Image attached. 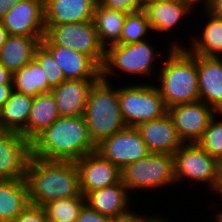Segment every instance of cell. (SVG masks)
<instances>
[{"mask_svg": "<svg viewBox=\"0 0 222 222\" xmlns=\"http://www.w3.org/2000/svg\"><path fill=\"white\" fill-rule=\"evenodd\" d=\"M121 182L129 192L173 186L176 183L173 154L149 153L145 158L129 163L121 170Z\"/></svg>", "mask_w": 222, "mask_h": 222, "instance_id": "8992f818", "label": "cell"}, {"mask_svg": "<svg viewBox=\"0 0 222 222\" xmlns=\"http://www.w3.org/2000/svg\"><path fill=\"white\" fill-rule=\"evenodd\" d=\"M84 118L95 145L126 128L119 106L118 87L100 77L88 94Z\"/></svg>", "mask_w": 222, "mask_h": 222, "instance_id": "277c9868", "label": "cell"}, {"mask_svg": "<svg viewBox=\"0 0 222 222\" xmlns=\"http://www.w3.org/2000/svg\"><path fill=\"white\" fill-rule=\"evenodd\" d=\"M170 43L168 56L163 58L160 71L157 70L159 86L155 84L167 109L177 104L200 101L197 55L182 45V40L173 39Z\"/></svg>", "mask_w": 222, "mask_h": 222, "instance_id": "7a4b0ae2", "label": "cell"}, {"mask_svg": "<svg viewBox=\"0 0 222 222\" xmlns=\"http://www.w3.org/2000/svg\"><path fill=\"white\" fill-rule=\"evenodd\" d=\"M148 40L130 44H114L106 48L105 59L101 66V78L110 82V77L126 72L128 75H137L148 78L154 75L158 56L163 55L155 49ZM156 55V56H155ZM118 70V71H117ZM154 71V72H153ZM152 74V75H151ZM148 76V77H147Z\"/></svg>", "mask_w": 222, "mask_h": 222, "instance_id": "5b68a950", "label": "cell"}, {"mask_svg": "<svg viewBox=\"0 0 222 222\" xmlns=\"http://www.w3.org/2000/svg\"><path fill=\"white\" fill-rule=\"evenodd\" d=\"M76 222H120V220L102 215L85 203L79 212Z\"/></svg>", "mask_w": 222, "mask_h": 222, "instance_id": "e575fe53", "label": "cell"}, {"mask_svg": "<svg viewBox=\"0 0 222 222\" xmlns=\"http://www.w3.org/2000/svg\"><path fill=\"white\" fill-rule=\"evenodd\" d=\"M23 0H0V20L8 13L10 8Z\"/></svg>", "mask_w": 222, "mask_h": 222, "instance_id": "74e56055", "label": "cell"}, {"mask_svg": "<svg viewBox=\"0 0 222 222\" xmlns=\"http://www.w3.org/2000/svg\"><path fill=\"white\" fill-rule=\"evenodd\" d=\"M46 212L43 207L29 204L14 222H45Z\"/></svg>", "mask_w": 222, "mask_h": 222, "instance_id": "836d02e7", "label": "cell"}, {"mask_svg": "<svg viewBox=\"0 0 222 222\" xmlns=\"http://www.w3.org/2000/svg\"><path fill=\"white\" fill-rule=\"evenodd\" d=\"M200 101L222 112V58L197 55Z\"/></svg>", "mask_w": 222, "mask_h": 222, "instance_id": "e0dca14e", "label": "cell"}, {"mask_svg": "<svg viewBox=\"0 0 222 222\" xmlns=\"http://www.w3.org/2000/svg\"><path fill=\"white\" fill-rule=\"evenodd\" d=\"M33 97L13 91L0 109V125L21 132L28 123Z\"/></svg>", "mask_w": 222, "mask_h": 222, "instance_id": "83f0119b", "label": "cell"}, {"mask_svg": "<svg viewBox=\"0 0 222 222\" xmlns=\"http://www.w3.org/2000/svg\"><path fill=\"white\" fill-rule=\"evenodd\" d=\"M42 38L9 35L0 49V63L12 73L20 70L34 58Z\"/></svg>", "mask_w": 222, "mask_h": 222, "instance_id": "d4e9b609", "label": "cell"}, {"mask_svg": "<svg viewBox=\"0 0 222 222\" xmlns=\"http://www.w3.org/2000/svg\"><path fill=\"white\" fill-rule=\"evenodd\" d=\"M204 10V12H203ZM203 13V17L206 16V23L202 24L203 28L197 35L190 40V46L188 50L202 57H222V19L217 18L207 9L200 10ZM205 15V16H204ZM199 34V35H198Z\"/></svg>", "mask_w": 222, "mask_h": 222, "instance_id": "7402d4cb", "label": "cell"}, {"mask_svg": "<svg viewBox=\"0 0 222 222\" xmlns=\"http://www.w3.org/2000/svg\"><path fill=\"white\" fill-rule=\"evenodd\" d=\"M207 10L222 19V0H210Z\"/></svg>", "mask_w": 222, "mask_h": 222, "instance_id": "8d00e7d4", "label": "cell"}, {"mask_svg": "<svg viewBox=\"0 0 222 222\" xmlns=\"http://www.w3.org/2000/svg\"><path fill=\"white\" fill-rule=\"evenodd\" d=\"M60 117L56 100L51 92L33 97L27 126L20 132L30 142Z\"/></svg>", "mask_w": 222, "mask_h": 222, "instance_id": "cb8c5ba5", "label": "cell"}, {"mask_svg": "<svg viewBox=\"0 0 222 222\" xmlns=\"http://www.w3.org/2000/svg\"><path fill=\"white\" fill-rule=\"evenodd\" d=\"M13 73L0 63V84H12Z\"/></svg>", "mask_w": 222, "mask_h": 222, "instance_id": "f35d334b", "label": "cell"}, {"mask_svg": "<svg viewBox=\"0 0 222 222\" xmlns=\"http://www.w3.org/2000/svg\"><path fill=\"white\" fill-rule=\"evenodd\" d=\"M86 203L85 196L62 198L43 206L46 216L59 222H76L80 210Z\"/></svg>", "mask_w": 222, "mask_h": 222, "instance_id": "f1b7e54d", "label": "cell"}, {"mask_svg": "<svg viewBox=\"0 0 222 222\" xmlns=\"http://www.w3.org/2000/svg\"><path fill=\"white\" fill-rule=\"evenodd\" d=\"M217 117L215 115L210 120L208 128L197 144L219 163H222V112H218Z\"/></svg>", "mask_w": 222, "mask_h": 222, "instance_id": "4dcf8cb0", "label": "cell"}, {"mask_svg": "<svg viewBox=\"0 0 222 222\" xmlns=\"http://www.w3.org/2000/svg\"><path fill=\"white\" fill-rule=\"evenodd\" d=\"M29 204L26 179L0 180V222H14Z\"/></svg>", "mask_w": 222, "mask_h": 222, "instance_id": "603a6c76", "label": "cell"}, {"mask_svg": "<svg viewBox=\"0 0 222 222\" xmlns=\"http://www.w3.org/2000/svg\"><path fill=\"white\" fill-rule=\"evenodd\" d=\"M176 184L184 180L202 183L216 191L219 184L220 163L197 143H184L174 154ZM197 182V183H196ZM210 187V188H209Z\"/></svg>", "mask_w": 222, "mask_h": 222, "instance_id": "9c48e42d", "label": "cell"}, {"mask_svg": "<svg viewBox=\"0 0 222 222\" xmlns=\"http://www.w3.org/2000/svg\"><path fill=\"white\" fill-rule=\"evenodd\" d=\"M154 222H169V220L167 219V217H163L162 215V218L159 216Z\"/></svg>", "mask_w": 222, "mask_h": 222, "instance_id": "bcb514c9", "label": "cell"}, {"mask_svg": "<svg viewBox=\"0 0 222 222\" xmlns=\"http://www.w3.org/2000/svg\"><path fill=\"white\" fill-rule=\"evenodd\" d=\"M34 59L43 68L48 80V85L51 88L57 87L66 80L63 71L56 63L53 55L42 43L36 47Z\"/></svg>", "mask_w": 222, "mask_h": 222, "instance_id": "1f68e13d", "label": "cell"}, {"mask_svg": "<svg viewBox=\"0 0 222 222\" xmlns=\"http://www.w3.org/2000/svg\"><path fill=\"white\" fill-rule=\"evenodd\" d=\"M118 100L127 127L158 119L167 113L163 98L155 84L137 83L118 87Z\"/></svg>", "mask_w": 222, "mask_h": 222, "instance_id": "52a82bcc", "label": "cell"}, {"mask_svg": "<svg viewBox=\"0 0 222 222\" xmlns=\"http://www.w3.org/2000/svg\"><path fill=\"white\" fill-rule=\"evenodd\" d=\"M98 0H44L45 25L93 20Z\"/></svg>", "mask_w": 222, "mask_h": 222, "instance_id": "ac0fdd59", "label": "cell"}, {"mask_svg": "<svg viewBox=\"0 0 222 222\" xmlns=\"http://www.w3.org/2000/svg\"><path fill=\"white\" fill-rule=\"evenodd\" d=\"M98 79H69L51 89L60 116L84 115L88 94Z\"/></svg>", "mask_w": 222, "mask_h": 222, "instance_id": "d6986e66", "label": "cell"}, {"mask_svg": "<svg viewBox=\"0 0 222 222\" xmlns=\"http://www.w3.org/2000/svg\"><path fill=\"white\" fill-rule=\"evenodd\" d=\"M75 163L79 173L80 191L84 196L121 180V171L96 151L86 154Z\"/></svg>", "mask_w": 222, "mask_h": 222, "instance_id": "5bb4252c", "label": "cell"}, {"mask_svg": "<svg viewBox=\"0 0 222 222\" xmlns=\"http://www.w3.org/2000/svg\"><path fill=\"white\" fill-rule=\"evenodd\" d=\"M98 3L104 7L127 14L142 10L138 0H98Z\"/></svg>", "mask_w": 222, "mask_h": 222, "instance_id": "d6a6232c", "label": "cell"}, {"mask_svg": "<svg viewBox=\"0 0 222 222\" xmlns=\"http://www.w3.org/2000/svg\"><path fill=\"white\" fill-rule=\"evenodd\" d=\"M13 91L12 84H0V109L5 105Z\"/></svg>", "mask_w": 222, "mask_h": 222, "instance_id": "d590c367", "label": "cell"}, {"mask_svg": "<svg viewBox=\"0 0 222 222\" xmlns=\"http://www.w3.org/2000/svg\"><path fill=\"white\" fill-rule=\"evenodd\" d=\"M138 1H139L140 8L143 10L144 8H146L148 5L152 3L161 2L164 0H138Z\"/></svg>", "mask_w": 222, "mask_h": 222, "instance_id": "7bdbcfd3", "label": "cell"}, {"mask_svg": "<svg viewBox=\"0 0 222 222\" xmlns=\"http://www.w3.org/2000/svg\"><path fill=\"white\" fill-rule=\"evenodd\" d=\"M8 36H9L8 31L0 22V49L1 46L6 42Z\"/></svg>", "mask_w": 222, "mask_h": 222, "instance_id": "b9f144b4", "label": "cell"}, {"mask_svg": "<svg viewBox=\"0 0 222 222\" xmlns=\"http://www.w3.org/2000/svg\"><path fill=\"white\" fill-rule=\"evenodd\" d=\"M132 194L135 195L133 192L130 194L120 180L111 186L89 192L85 196V201L98 213L124 221L138 214L129 208Z\"/></svg>", "mask_w": 222, "mask_h": 222, "instance_id": "9a60e30c", "label": "cell"}, {"mask_svg": "<svg viewBox=\"0 0 222 222\" xmlns=\"http://www.w3.org/2000/svg\"><path fill=\"white\" fill-rule=\"evenodd\" d=\"M45 222H59V221L53 220V219L46 216Z\"/></svg>", "mask_w": 222, "mask_h": 222, "instance_id": "7dc6e473", "label": "cell"}, {"mask_svg": "<svg viewBox=\"0 0 222 222\" xmlns=\"http://www.w3.org/2000/svg\"><path fill=\"white\" fill-rule=\"evenodd\" d=\"M151 31L147 15L143 10L127 14L121 38L117 44H130L147 40V37L152 33Z\"/></svg>", "mask_w": 222, "mask_h": 222, "instance_id": "f546056e", "label": "cell"}, {"mask_svg": "<svg viewBox=\"0 0 222 222\" xmlns=\"http://www.w3.org/2000/svg\"><path fill=\"white\" fill-rule=\"evenodd\" d=\"M147 216V217H145ZM159 216H149V215H140L136 214L134 217L128 219V220H124V221H120V222H154Z\"/></svg>", "mask_w": 222, "mask_h": 222, "instance_id": "ab89813d", "label": "cell"}, {"mask_svg": "<svg viewBox=\"0 0 222 222\" xmlns=\"http://www.w3.org/2000/svg\"><path fill=\"white\" fill-rule=\"evenodd\" d=\"M9 35L44 37V0H23L0 20Z\"/></svg>", "mask_w": 222, "mask_h": 222, "instance_id": "4fadbf2b", "label": "cell"}, {"mask_svg": "<svg viewBox=\"0 0 222 222\" xmlns=\"http://www.w3.org/2000/svg\"><path fill=\"white\" fill-rule=\"evenodd\" d=\"M179 1L188 4L193 10H196L195 7H198V4L199 6L203 5L202 8L207 9L210 2V0H179Z\"/></svg>", "mask_w": 222, "mask_h": 222, "instance_id": "60d3db41", "label": "cell"}, {"mask_svg": "<svg viewBox=\"0 0 222 222\" xmlns=\"http://www.w3.org/2000/svg\"><path fill=\"white\" fill-rule=\"evenodd\" d=\"M104 159L120 171L129 163L145 158L150 152L136 127H126L96 145Z\"/></svg>", "mask_w": 222, "mask_h": 222, "instance_id": "30bf717a", "label": "cell"}, {"mask_svg": "<svg viewBox=\"0 0 222 222\" xmlns=\"http://www.w3.org/2000/svg\"><path fill=\"white\" fill-rule=\"evenodd\" d=\"M179 137L184 143H197L217 112L206 103L177 104L167 109Z\"/></svg>", "mask_w": 222, "mask_h": 222, "instance_id": "7c38bea8", "label": "cell"}, {"mask_svg": "<svg viewBox=\"0 0 222 222\" xmlns=\"http://www.w3.org/2000/svg\"><path fill=\"white\" fill-rule=\"evenodd\" d=\"M126 16L127 13L97 3L92 21L105 49L119 42Z\"/></svg>", "mask_w": 222, "mask_h": 222, "instance_id": "484cf974", "label": "cell"}, {"mask_svg": "<svg viewBox=\"0 0 222 222\" xmlns=\"http://www.w3.org/2000/svg\"><path fill=\"white\" fill-rule=\"evenodd\" d=\"M12 85L14 91L32 97L51 92L52 89L43 68L34 58L26 66L13 72Z\"/></svg>", "mask_w": 222, "mask_h": 222, "instance_id": "4316f807", "label": "cell"}, {"mask_svg": "<svg viewBox=\"0 0 222 222\" xmlns=\"http://www.w3.org/2000/svg\"><path fill=\"white\" fill-rule=\"evenodd\" d=\"M95 151L84 115L60 116L31 141V156L44 160L76 161Z\"/></svg>", "mask_w": 222, "mask_h": 222, "instance_id": "6da1fadb", "label": "cell"}, {"mask_svg": "<svg viewBox=\"0 0 222 222\" xmlns=\"http://www.w3.org/2000/svg\"><path fill=\"white\" fill-rule=\"evenodd\" d=\"M29 201L43 207L48 202L81 195L75 161L30 157L26 171Z\"/></svg>", "mask_w": 222, "mask_h": 222, "instance_id": "3957f363", "label": "cell"}, {"mask_svg": "<svg viewBox=\"0 0 222 222\" xmlns=\"http://www.w3.org/2000/svg\"><path fill=\"white\" fill-rule=\"evenodd\" d=\"M43 45H59L88 55L100 68L105 59V47L99 40L93 21L45 25Z\"/></svg>", "mask_w": 222, "mask_h": 222, "instance_id": "ba28073f", "label": "cell"}, {"mask_svg": "<svg viewBox=\"0 0 222 222\" xmlns=\"http://www.w3.org/2000/svg\"><path fill=\"white\" fill-rule=\"evenodd\" d=\"M214 193L216 195H217V193H218V195H222V163H220L219 184H218V187ZM220 197H222V196H220Z\"/></svg>", "mask_w": 222, "mask_h": 222, "instance_id": "ee69618b", "label": "cell"}, {"mask_svg": "<svg viewBox=\"0 0 222 222\" xmlns=\"http://www.w3.org/2000/svg\"><path fill=\"white\" fill-rule=\"evenodd\" d=\"M136 128L150 153L174 154L184 144L168 113Z\"/></svg>", "mask_w": 222, "mask_h": 222, "instance_id": "2e32d148", "label": "cell"}, {"mask_svg": "<svg viewBox=\"0 0 222 222\" xmlns=\"http://www.w3.org/2000/svg\"><path fill=\"white\" fill-rule=\"evenodd\" d=\"M30 157L31 142L0 125V180L25 179Z\"/></svg>", "mask_w": 222, "mask_h": 222, "instance_id": "8fae6325", "label": "cell"}, {"mask_svg": "<svg viewBox=\"0 0 222 222\" xmlns=\"http://www.w3.org/2000/svg\"><path fill=\"white\" fill-rule=\"evenodd\" d=\"M212 220H214L215 222H222V209L219 210L218 207V212L216 211L215 213V219Z\"/></svg>", "mask_w": 222, "mask_h": 222, "instance_id": "f6af8a7d", "label": "cell"}, {"mask_svg": "<svg viewBox=\"0 0 222 222\" xmlns=\"http://www.w3.org/2000/svg\"><path fill=\"white\" fill-rule=\"evenodd\" d=\"M146 13L153 33L166 34L173 32L174 28H179L181 20H186L194 10L186 3L179 0H164L148 5L143 9ZM177 26V27H176Z\"/></svg>", "mask_w": 222, "mask_h": 222, "instance_id": "44dd1931", "label": "cell"}, {"mask_svg": "<svg viewBox=\"0 0 222 222\" xmlns=\"http://www.w3.org/2000/svg\"><path fill=\"white\" fill-rule=\"evenodd\" d=\"M69 79H99L101 68L84 53L59 45H44Z\"/></svg>", "mask_w": 222, "mask_h": 222, "instance_id": "ffe728a7", "label": "cell"}]
</instances>
